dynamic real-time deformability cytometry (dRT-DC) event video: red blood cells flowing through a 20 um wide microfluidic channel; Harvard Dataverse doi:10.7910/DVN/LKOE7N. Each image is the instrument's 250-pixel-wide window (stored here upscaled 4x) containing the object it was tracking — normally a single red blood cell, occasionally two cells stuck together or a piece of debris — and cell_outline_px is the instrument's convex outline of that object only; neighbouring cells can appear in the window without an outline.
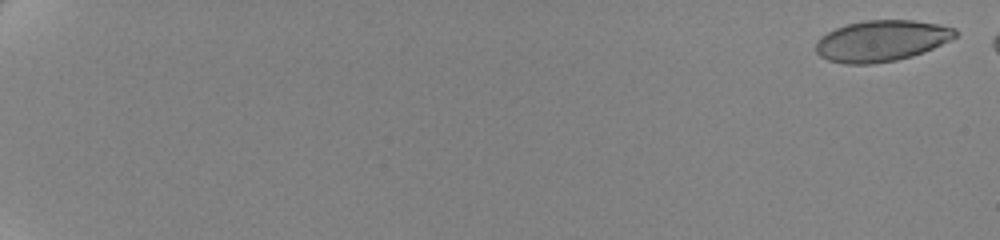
{"species": "human", "species_latin": "Homo sapiens", "temperature_condition": "cold", "stored_images_in_passage": 62, "camera_frame_rate_fps": 3000, "um_per_image_px": 0.085, "donor": {"sex": "female"}, "frame": {"image": 1, "passage_image": 2, "time_ms": 0.333, "image_size_px": [1000, 240], "cell_outline_px": [[956, 36], [924, 52], [912, 56], [896, 60], [872, 64], [848, 64], [828, 60], [820, 56], [816, 52], [816, 40], [828, 32], [836, 28], [848, 24], [864, 20], [912, 20], [940, 24], [956, 28]], "centroid_in_image_um": [74.91, 3.47], "position_along_channel_um": 10.1, "area_um2": 33.23}}
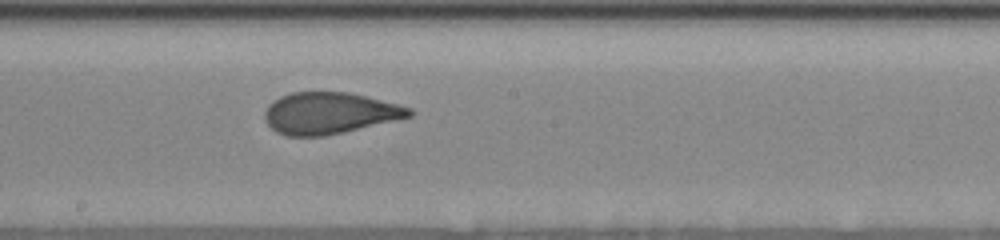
{"frame": {"image": 2, "passage_image": 39, "time_ms": 12.667, "image_size_px": [1000, 240], "cell_outline_px": [[416, 112], [412, 116], [344, 132], [324, 136], [284, 136], [276, 132], [264, 120], [264, 112], [268, 104], [272, 100], [280, 96], [292, 92], [348, 92], [412, 108]], "centroid_in_image_um": [27.96, 9.62], "position_along_channel_um": 220.2, "area_um2": 35.03}}
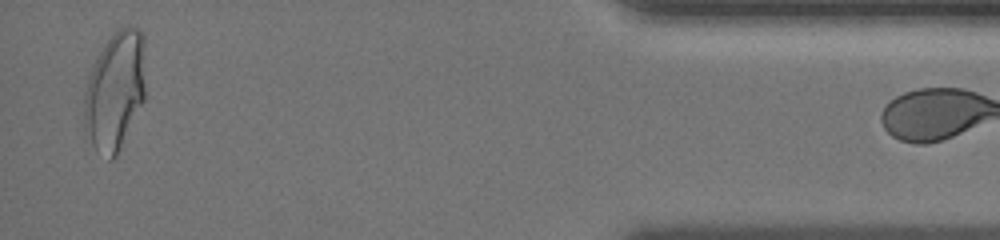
{"frame": {"image": 3, "passage_image": 61, "time_ms": 20.0, "image_size_px": [1000, 240], "cell_outline_px": [[144, 100], [116, 156], [112, 160], [108, 160], [92, 144], [84, 124], [84, 92], [96, 56], [112, 32], [116, 28], [124, 24], [128, 24], [136, 28], [144, 36]], "centroid_in_image_um": [9.78, 7.65], "position_along_channel_um": 425.4, "area_um2": 42.48}}